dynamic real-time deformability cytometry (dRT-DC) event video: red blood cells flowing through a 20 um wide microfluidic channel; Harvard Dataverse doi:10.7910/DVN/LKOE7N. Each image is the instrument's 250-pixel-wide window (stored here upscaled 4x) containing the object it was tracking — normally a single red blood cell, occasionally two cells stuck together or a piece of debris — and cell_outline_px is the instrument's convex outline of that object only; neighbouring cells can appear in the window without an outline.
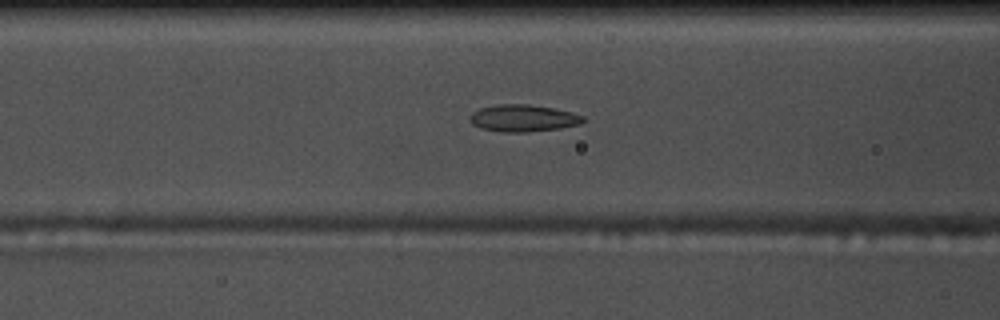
{"species": "common noctule bat (a hibernating species)", "species_latin": "Nyctalus noctula", "temperature_condition": "warm", "stored_images_in_passage": 47, "camera_frame_rate_fps": 3000, "um_per_image_px": 0.085, "animal": {"sex": "male", "body_mass_g": 17.5, "forearm_length_mm": 52.3}, "frame": {"image": 1, "passage_image": 21, "time_ms": 6.667, "image_size_px": [1000, 320], "cell_outline_px": [[588, 120], [580, 124], [560, 128], [524, 132], [500, 132], [480, 128], [472, 124], [468, 120], [472, 112], [480, 108], [496, 104], [528, 104], [552, 108], [572, 112], [584, 116]], "centroid_in_image_um": [44.46, 10.04], "position_along_channel_um": 122.1, "area_um2": 17.98}}
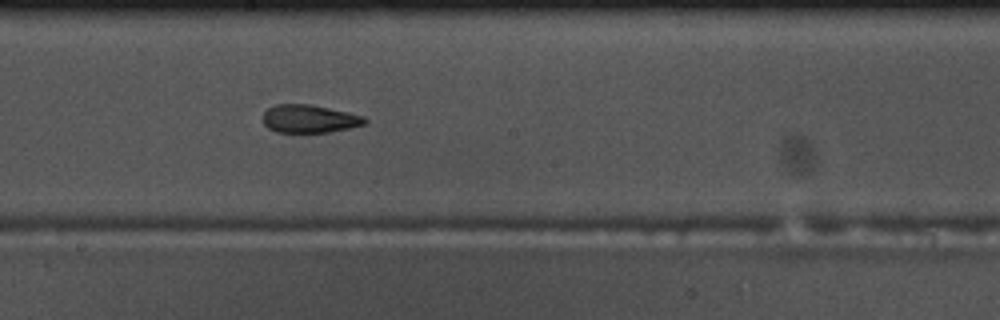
{"frame": {"image": 2, "passage_image": 29, "time_ms": 9.333, "image_size_px": [1000, 320], "cell_outline_px": [[368, 124], [328, 132], [276, 132], [268, 128], [264, 124], [264, 112], [268, 108], [276, 104], [308, 104], [348, 112], [364, 116], [368, 120]], "centroid_in_image_um": [26.32, 10.1], "position_along_channel_um": 221.9, "area_um2": 16.59}}
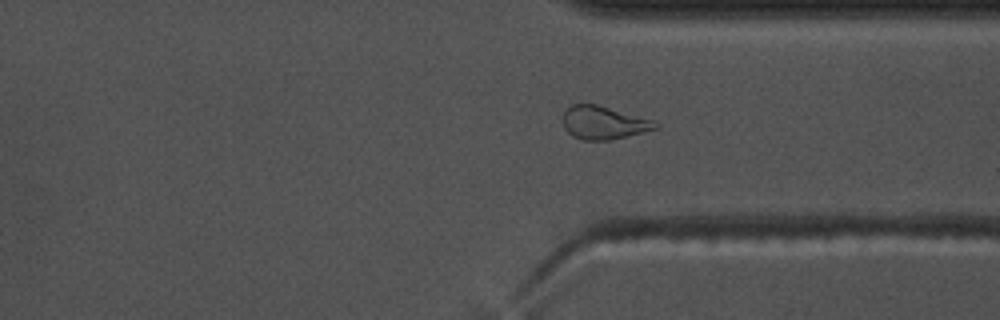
{"frame": {"image": 3, "passage_image": 40, "time_ms": 13.0, "image_size_px": [1000, 320], "cell_outline_px": [[660, 128], [608, 140], [584, 140], [572, 136], [564, 128], [564, 112], [572, 104], [596, 104], [656, 120], [660, 124]], "centroid_in_image_um": [51.36, 10.42], "position_along_channel_um": 360.0, "area_um2": 17.86}}